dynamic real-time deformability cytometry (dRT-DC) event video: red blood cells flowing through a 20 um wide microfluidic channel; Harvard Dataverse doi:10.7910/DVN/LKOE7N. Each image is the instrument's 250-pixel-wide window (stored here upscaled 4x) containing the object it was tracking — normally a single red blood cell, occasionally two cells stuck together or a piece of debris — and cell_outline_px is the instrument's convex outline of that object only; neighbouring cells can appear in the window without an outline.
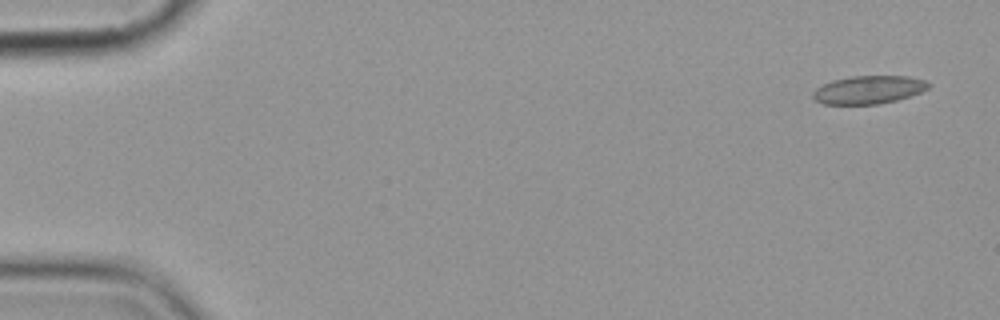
{"species": "common noctule bat (a hibernating species)", "species_latin": "Nyctalus noctula", "temperature_condition": "cold", "stored_images_in_passage": 4, "camera_frame_rate_fps": 3000, "um_per_image_px": 0.085, "animal": {"sex": "female", "body_mass_g": 19.9}, "frame": {"image": 1, "passage_image": 1, "time_ms": 0.0, "image_size_px": [1000, 320], "cell_outline_px": [[932, 84], [928, 88], [920, 92], [896, 100], [880, 104], [824, 104], [816, 100], [812, 96], [812, 92], [816, 88], [832, 80], [852, 76], [908, 76], [924, 80]], "centroid_in_image_um": [73.83, 7.62], "position_along_channel_um": 11.2, "area_um2": 18.84}}